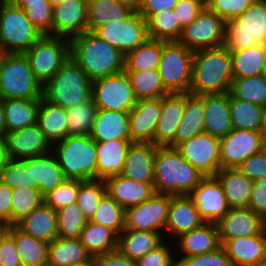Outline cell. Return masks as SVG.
<instances>
[{"instance_id": "6da1fadb", "label": "cell", "mask_w": 266, "mask_h": 266, "mask_svg": "<svg viewBox=\"0 0 266 266\" xmlns=\"http://www.w3.org/2000/svg\"><path fill=\"white\" fill-rule=\"evenodd\" d=\"M154 191L173 196L189 195L206 177L176 149L158 146L154 159Z\"/></svg>"}, {"instance_id": "7a4b0ae2", "label": "cell", "mask_w": 266, "mask_h": 266, "mask_svg": "<svg viewBox=\"0 0 266 266\" xmlns=\"http://www.w3.org/2000/svg\"><path fill=\"white\" fill-rule=\"evenodd\" d=\"M233 79L231 52L225 46L194 51L191 94L229 93Z\"/></svg>"}, {"instance_id": "3957f363", "label": "cell", "mask_w": 266, "mask_h": 266, "mask_svg": "<svg viewBox=\"0 0 266 266\" xmlns=\"http://www.w3.org/2000/svg\"><path fill=\"white\" fill-rule=\"evenodd\" d=\"M70 56L92 81L125 70V55L90 31L70 39Z\"/></svg>"}, {"instance_id": "277c9868", "label": "cell", "mask_w": 266, "mask_h": 266, "mask_svg": "<svg viewBox=\"0 0 266 266\" xmlns=\"http://www.w3.org/2000/svg\"><path fill=\"white\" fill-rule=\"evenodd\" d=\"M92 97V80L71 58L43 85V99L69 109Z\"/></svg>"}, {"instance_id": "5b68a950", "label": "cell", "mask_w": 266, "mask_h": 266, "mask_svg": "<svg viewBox=\"0 0 266 266\" xmlns=\"http://www.w3.org/2000/svg\"><path fill=\"white\" fill-rule=\"evenodd\" d=\"M0 97L41 99L43 85L35 77L23 53H0Z\"/></svg>"}, {"instance_id": "8992f818", "label": "cell", "mask_w": 266, "mask_h": 266, "mask_svg": "<svg viewBox=\"0 0 266 266\" xmlns=\"http://www.w3.org/2000/svg\"><path fill=\"white\" fill-rule=\"evenodd\" d=\"M66 178L96 179L97 148L90 135L67 136L52 144Z\"/></svg>"}, {"instance_id": "52a82bcc", "label": "cell", "mask_w": 266, "mask_h": 266, "mask_svg": "<svg viewBox=\"0 0 266 266\" xmlns=\"http://www.w3.org/2000/svg\"><path fill=\"white\" fill-rule=\"evenodd\" d=\"M0 53H24L44 34L10 0H0Z\"/></svg>"}, {"instance_id": "ba28073f", "label": "cell", "mask_w": 266, "mask_h": 266, "mask_svg": "<svg viewBox=\"0 0 266 266\" xmlns=\"http://www.w3.org/2000/svg\"><path fill=\"white\" fill-rule=\"evenodd\" d=\"M266 45V0H256L238 17L225 21L224 46L238 51Z\"/></svg>"}, {"instance_id": "9c48e42d", "label": "cell", "mask_w": 266, "mask_h": 266, "mask_svg": "<svg viewBox=\"0 0 266 266\" xmlns=\"http://www.w3.org/2000/svg\"><path fill=\"white\" fill-rule=\"evenodd\" d=\"M193 53L178 41L163 44L158 70L169 94L190 93Z\"/></svg>"}, {"instance_id": "30bf717a", "label": "cell", "mask_w": 266, "mask_h": 266, "mask_svg": "<svg viewBox=\"0 0 266 266\" xmlns=\"http://www.w3.org/2000/svg\"><path fill=\"white\" fill-rule=\"evenodd\" d=\"M35 77L44 85L70 57V39L43 35L23 53Z\"/></svg>"}, {"instance_id": "8fae6325", "label": "cell", "mask_w": 266, "mask_h": 266, "mask_svg": "<svg viewBox=\"0 0 266 266\" xmlns=\"http://www.w3.org/2000/svg\"><path fill=\"white\" fill-rule=\"evenodd\" d=\"M92 99L98 110L129 113L137 102L125 70L92 81Z\"/></svg>"}, {"instance_id": "7c38bea8", "label": "cell", "mask_w": 266, "mask_h": 266, "mask_svg": "<svg viewBox=\"0 0 266 266\" xmlns=\"http://www.w3.org/2000/svg\"><path fill=\"white\" fill-rule=\"evenodd\" d=\"M125 56L149 39L147 20L134 12L126 20H112L94 32Z\"/></svg>"}, {"instance_id": "4fadbf2b", "label": "cell", "mask_w": 266, "mask_h": 266, "mask_svg": "<svg viewBox=\"0 0 266 266\" xmlns=\"http://www.w3.org/2000/svg\"><path fill=\"white\" fill-rule=\"evenodd\" d=\"M178 42L192 51L224 46L225 21L206 6L183 28Z\"/></svg>"}, {"instance_id": "5bb4252c", "label": "cell", "mask_w": 266, "mask_h": 266, "mask_svg": "<svg viewBox=\"0 0 266 266\" xmlns=\"http://www.w3.org/2000/svg\"><path fill=\"white\" fill-rule=\"evenodd\" d=\"M172 196L155 193L147 201L127 208L124 229L159 232L164 236Z\"/></svg>"}, {"instance_id": "9a60e30c", "label": "cell", "mask_w": 266, "mask_h": 266, "mask_svg": "<svg viewBox=\"0 0 266 266\" xmlns=\"http://www.w3.org/2000/svg\"><path fill=\"white\" fill-rule=\"evenodd\" d=\"M221 138L201 133L176 146L181 155L205 176H215L221 168Z\"/></svg>"}, {"instance_id": "2e32d148", "label": "cell", "mask_w": 266, "mask_h": 266, "mask_svg": "<svg viewBox=\"0 0 266 266\" xmlns=\"http://www.w3.org/2000/svg\"><path fill=\"white\" fill-rule=\"evenodd\" d=\"M263 132L233 128L221 138V168H238L241 163L262 151Z\"/></svg>"}, {"instance_id": "e0dca14e", "label": "cell", "mask_w": 266, "mask_h": 266, "mask_svg": "<svg viewBox=\"0 0 266 266\" xmlns=\"http://www.w3.org/2000/svg\"><path fill=\"white\" fill-rule=\"evenodd\" d=\"M88 0H65L53 6L52 36L72 39L88 31Z\"/></svg>"}, {"instance_id": "ac0fdd59", "label": "cell", "mask_w": 266, "mask_h": 266, "mask_svg": "<svg viewBox=\"0 0 266 266\" xmlns=\"http://www.w3.org/2000/svg\"><path fill=\"white\" fill-rule=\"evenodd\" d=\"M205 222H217L230 209L221 183L206 176L188 195Z\"/></svg>"}, {"instance_id": "d6986e66", "label": "cell", "mask_w": 266, "mask_h": 266, "mask_svg": "<svg viewBox=\"0 0 266 266\" xmlns=\"http://www.w3.org/2000/svg\"><path fill=\"white\" fill-rule=\"evenodd\" d=\"M2 138L9 159H25L52 151V144L37 123L6 133Z\"/></svg>"}, {"instance_id": "ffe728a7", "label": "cell", "mask_w": 266, "mask_h": 266, "mask_svg": "<svg viewBox=\"0 0 266 266\" xmlns=\"http://www.w3.org/2000/svg\"><path fill=\"white\" fill-rule=\"evenodd\" d=\"M216 225L220 240L260 235L266 230V220L250 208H230Z\"/></svg>"}, {"instance_id": "44dd1931", "label": "cell", "mask_w": 266, "mask_h": 266, "mask_svg": "<svg viewBox=\"0 0 266 266\" xmlns=\"http://www.w3.org/2000/svg\"><path fill=\"white\" fill-rule=\"evenodd\" d=\"M161 115V98L138 99L129 112V133L132 142L154 143V135Z\"/></svg>"}, {"instance_id": "7402d4cb", "label": "cell", "mask_w": 266, "mask_h": 266, "mask_svg": "<svg viewBox=\"0 0 266 266\" xmlns=\"http://www.w3.org/2000/svg\"><path fill=\"white\" fill-rule=\"evenodd\" d=\"M220 242L233 266H261L266 261V230L260 235Z\"/></svg>"}, {"instance_id": "603a6c76", "label": "cell", "mask_w": 266, "mask_h": 266, "mask_svg": "<svg viewBox=\"0 0 266 266\" xmlns=\"http://www.w3.org/2000/svg\"><path fill=\"white\" fill-rule=\"evenodd\" d=\"M205 223L193 200L188 195L172 196L164 238H176L180 234L191 231ZM167 233V234H166Z\"/></svg>"}, {"instance_id": "cb8c5ba5", "label": "cell", "mask_w": 266, "mask_h": 266, "mask_svg": "<svg viewBox=\"0 0 266 266\" xmlns=\"http://www.w3.org/2000/svg\"><path fill=\"white\" fill-rule=\"evenodd\" d=\"M174 246L179 250L177 257H190L212 252L221 247L219 233L215 222H205L202 226L180 234L174 239Z\"/></svg>"}, {"instance_id": "d4e9b609", "label": "cell", "mask_w": 266, "mask_h": 266, "mask_svg": "<svg viewBox=\"0 0 266 266\" xmlns=\"http://www.w3.org/2000/svg\"><path fill=\"white\" fill-rule=\"evenodd\" d=\"M158 145L150 142L130 144L121 175L143 183H154V159Z\"/></svg>"}, {"instance_id": "484cf974", "label": "cell", "mask_w": 266, "mask_h": 266, "mask_svg": "<svg viewBox=\"0 0 266 266\" xmlns=\"http://www.w3.org/2000/svg\"><path fill=\"white\" fill-rule=\"evenodd\" d=\"M107 193L125 210L139 205L154 194L153 183L138 182L121 174L105 180Z\"/></svg>"}, {"instance_id": "4316f807", "label": "cell", "mask_w": 266, "mask_h": 266, "mask_svg": "<svg viewBox=\"0 0 266 266\" xmlns=\"http://www.w3.org/2000/svg\"><path fill=\"white\" fill-rule=\"evenodd\" d=\"M184 109L185 94H168L161 98V115L154 135V144L167 146L174 139Z\"/></svg>"}, {"instance_id": "83f0119b", "label": "cell", "mask_w": 266, "mask_h": 266, "mask_svg": "<svg viewBox=\"0 0 266 266\" xmlns=\"http://www.w3.org/2000/svg\"><path fill=\"white\" fill-rule=\"evenodd\" d=\"M205 125L204 132L215 137L227 136L233 127L229 93L204 94Z\"/></svg>"}, {"instance_id": "f1b7e54d", "label": "cell", "mask_w": 266, "mask_h": 266, "mask_svg": "<svg viewBox=\"0 0 266 266\" xmlns=\"http://www.w3.org/2000/svg\"><path fill=\"white\" fill-rule=\"evenodd\" d=\"M131 140L96 142V179L106 180L122 173Z\"/></svg>"}, {"instance_id": "f546056e", "label": "cell", "mask_w": 266, "mask_h": 266, "mask_svg": "<svg viewBox=\"0 0 266 266\" xmlns=\"http://www.w3.org/2000/svg\"><path fill=\"white\" fill-rule=\"evenodd\" d=\"M15 225L24 233L47 243L58 238L57 211L44 202Z\"/></svg>"}, {"instance_id": "4dcf8cb0", "label": "cell", "mask_w": 266, "mask_h": 266, "mask_svg": "<svg viewBox=\"0 0 266 266\" xmlns=\"http://www.w3.org/2000/svg\"><path fill=\"white\" fill-rule=\"evenodd\" d=\"M204 95L185 94V109L174 139L167 145L176 147L180 143L204 132Z\"/></svg>"}, {"instance_id": "1f68e13d", "label": "cell", "mask_w": 266, "mask_h": 266, "mask_svg": "<svg viewBox=\"0 0 266 266\" xmlns=\"http://www.w3.org/2000/svg\"><path fill=\"white\" fill-rule=\"evenodd\" d=\"M31 183H35L44 197L60 185L65 179L55 154L51 151L30 157Z\"/></svg>"}, {"instance_id": "d6a6232c", "label": "cell", "mask_w": 266, "mask_h": 266, "mask_svg": "<svg viewBox=\"0 0 266 266\" xmlns=\"http://www.w3.org/2000/svg\"><path fill=\"white\" fill-rule=\"evenodd\" d=\"M215 177L221 183L230 208H248L253 181L239 168H220Z\"/></svg>"}, {"instance_id": "836d02e7", "label": "cell", "mask_w": 266, "mask_h": 266, "mask_svg": "<svg viewBox=\"0 0 266 266\" xmlns=\"http://www.w3.org/2000/svg\"><path fill=\"white\" fill-rule=\"evenodd\" d=\"M90 137L95 142L131 140L129 133V113L98 110Z\"/></svg>"}, {"instance_id": "e575fe53", "label": "cell", "mask_w": 266, "mask_h": 266, "mask_svg": "<svg viewBox=\"0 0 266 266\" xmlns=\"http://www.w3.org/2000/svg\"><path fill=\"white\" fill-rule=\"evenodd\" d=\"M165 241L159 232L124 229L118 236L117 250L131 260H138Z\"/></svg>"}, {"instance_id": "d590c367", "label": "cell", "mask_w": 266, "mask_h": 266, "mask_svg": "<svg viewBox=\"0 0 266 266\" xmlns=\"http://www.w3.org/2000/svg\"><path fill=\"white\" fill-rule=\"evenodd\" d=\"M7 232L15 241L22 266L48 265L49 243L24 233L16 225H9Z\"/></svg>"}, {"instance_id": "8d00e7d4", "label": "cell", "mask_w": 266, "mask_h": 266, "mask_svg": "<svg viewBox=\"0 0 266 266\" xmlns=\"http://www.w3.org/2000/svg\"><path fill=\"white\" fill-rule=\"evenodd\" d=\"M66 109L41 98L37 124L51 144L67 137Z\"/></svg>"}, {"instance_id": "74e56055", "label": "cell", "mask_w": 266, "mask_h": 266, "mask_svg": "<svg viewBox=\"0 0 266 266\" xmlns=\"http://www.w3.org/2000/svg\"><path fill=\"white\" fill-rule=\"evenodd\" d=\"M41 99H3L6 133L37 123Z\"/></svg>"}, {"instance_id": "f35d334b", "label": "cell", "mask_w": 266, "mask_h": 266, "mask_svg": "<svg viewBox=\"0 0 266 266\" xmlns=\"http://www.w3.org/2000/svg\"><path fill=\"white\" fill-rule=\"evenodd\" d=\"M79 239L91 256L111 253L118 248V235L106 226L91 221L86 223Z\"/></svg>"}, {"instance_id": "ab89813d", "label": "cell", "mask_w": 266, "mask_h": 266, "mask_svg": "<svg viewBox=\"0 0 266 266\" xmlns=\"http://www.w3.org/2000/svg\"><path fill=\"white\" fill-rule=\"evenodd\" d=\"M91 257L79 238L58 237L49 243L47 266H69Z\"/></svg>"}, {"instance_id": "60d3db41", "label": "cell", "mask_w": 266, "mask_h": 266, "mask_svg": "<svg viewBox=\"0 0 266 266\" xmlns=\"http://www.w3.org/2000/svg\"><path fill=\"white\" fill-rule=\"evenodd\" d=\"M133 13L116 0H88V31L94 32L112 20H126Z\"/></svg>"}, {"instance_id": "b9f144b4", "label": "cell", "mask_w": 266, "mask_h": 266, "mask_svg": "<svg viewBox=\"0 0 266 266\" xmlns=\"http://www.w3.org/2000/svg\"><path fill=\"white\" fill-rule=\"evenodd\" d=\"M230 52L234 79L261 75L266 59V45Z\"/></svg>"}, {"instance_id": "7bdbcfd3", "label": "cell", "mask_w": 266, "mask_h": 266, "mask_svg": "<svg viewBox=\"0 0 266 266\" xmlns=\"http://www.w3.org/2000/svg\"><path fill=\"white\" fill-rule=\"evenodd\" d=\"M166 41L148 39L125 56V72H142L158 69L162 46Z\"/></svg>"}, {"instance_id": "ee69618b", "label": "cell", "mask_w": 266, "mask_h": 266, "mask_svg": "<svg viewBox=\"0 0 266 266\" xmlns=\"http://www.w3.org/2000/svg\"><path fill=\"white\" fill-rule=\"evenodd\" d=\"M229 103L234 128L263 132L264 107L235 98L230 93Z\"/></svg>"}, {"instance_id": "f6af8a7d", "label": "cell", "mask_w": 266, "mask_h": 266, "mask_svg": "<svg viewBox=\"0 0 266 266\" xmlns=\"http://www.w3.org/2000/svg\"><path fill=\"white\" fill-rule=\"evenodd\" d=\"M147 28L150 39L166 42L178 41L183 31L174 9L152 14L147 19Z\"/></svg>"}, {"instance_id": "bcb514c9", "label": "cell", "mask_w": 266, "mask_h": 266, "mask_svg": "<svg viewBox=\"0 0 266 266\" xmlns=\"http://www.w3.org/2000/svg\"><path fill=\"white\" fill-rule=\"evenodd\" d=\"M126 73L137 100L162 98L169 94L163 86V81L158 69Z\"/></svg>"}, {"instance_id": "7dc6e473", "label": "cell", "mask_w": 266, "mask_h": 266, "mask_svg": "<svg viewBox=\"0 0 266 266\" xmlns=\"http://www.w3.org/2000/svg\"><path fill=\"white\" fill-rule=\"evenodd\" d=\"M98 108L92 97L75 107L66 109L67 136L90 135Z\"/></svg>"}, {"instance_id": "c3c4849f", "label": "cell", "mask_w": 266, "mask_h": 266, "mask_svg": "<svg viewBox=\"0 0 266 266\" xmlns=\"http://www.w3.org/2000/svg\"><path fill=\"white\" fill-rule=\"evenodd\" d=\"M229 93L235 98L266 106V80L261 75L233 79Z\"/></svg>"}, {"instance_id": "681fc988", "label": "cell", "mask_w": 266, "mask_h": 266, "mask_svg": "<svg viewBox=\"0 0 266 266\" xmlns=\"http://www.w3.org/2000/svg\"><path fill=\"white\" fill-rule=\"evenodd\" d=\"M124 220L125 209L106 193L90 221L106 226L119 236L124 230Z\"/></svg>"}, {"instance_id": "f907efd6", "label": "cell", "mask_w": 266, "mask_h": 266, "mask_svg": "<svg viewBox=\"0 0 266 266\" xmlns=\"http://www.w3.org/2000/svg\"><path fill=\"white\" fill-rule=\"evenodd\" d=\"M11 199V225H15L23 217L29 215L43 202V196L39 189L14 188Z\"/></svg>"}, {"instance_id": "816d5d0a", "label": "cell", "mask_w": 266, "mask_h": 266, "mask_svg": "<svg viewBox=\"0 0 266 266\" xmlns=\"http://www.w3.org/2000/svg\"><path fill=\"white\" fill-rule=\"evenodd\" d=\"M107 193L105 180H83L79 186L76 203L90 221L101 201Z\"/></svg>"}, {"instance_id": "f5cc1de1", "label": "cell", "mask_w": 266, "mask_h": 266, "mask_svg": "<svg viewBox=\"0 0 266 266\" xmlns=\"http://www.w3.org/2000/svg\"><path fill=\"white\" fill-rule=\"evenodd\" d=\"M87 222L76 202L57 210L58 237L79 238Z\"/></svg>"}, {"instance_id": "db71d44e", "label": "cell", "mask_w": 266, "mask_h": 266, "mask_svg": "<svg viewBox=\"0 0 266 266\" xmlns=\"http://www.w3.org/2000/svg\"><path fill=\"white\" fill-rule=\"evenodd\" d=\"M0 183L10 188L38 189L35 183H31L30 157L25 159H10L5 169L0 173Z\"/></svg>"}, {"instance_id": "11a10c76", "label": "cell", "mask_w": 266, "mask_h": 266, "mask_svg": "<svg viewBox=\"0 0 266 266\" xmlns=\"http://www.w3.org/2000/svg\"><path fill=\"white\" fill-rule=\"evenodd\" d=\"M82 181L81 179L66 178L53 191L43 197L44 203L57 211L76 202Z\"/></svg>"}, {"instance_id": "9f6ffc18", "label": "cell", "mask_w": 266, "mask_h": 266, "mask_svg": "<svg viewBox=\"0 0 266 266\" xmlns=\"http://www.w3.org/2000/svg\"><path fill=\"white\" fill-rule=\"evenodd\" d=\"M16 6L23 9L27 18L38 30L44 35L52 36L53 6L48 0Z\"/></svg>"}, {"instance_id": "6f0895ef", "label": "cell", "mask_w": 266, "mask_h": 266, "mask_svg": "<svg viewBox=\"0 0 266 266\" xmlns=\"http://www.w3.org/2000/svg\"><path fill=\"white\" fill-rule=\"evenodd\" d=\"M176 266H233V264L221 246L215 251L201 255L176 257Z\"/></svg>"}, {"instance_id": "680465c9", "label": "cell", "mask_w": 266, "mask_h": 266, "mask_svg": "<svg viewBox=\"0 0 266 266\" xmlns=\"http://www.w3.org/2000/svg\"><path fill=\"white\" fill-rule=\"evenodd\" d=\"M158 246L156 249L145 254L136 260L137 266H176V255L173 252L175 250L174 243L167 240Z\"/></svg>"}, {"instance_id": "91938a15", "label": "cell", "mask_w": 266, "mask_h": 266, "mask_svg": "<svg viewBox=\"0 0 266 266\" xmlns=\"http://www.w3.org/2000/svg\"><path fill=\"white\" fill-rule=\"evenodd\" d=\"M256 0H210L206 6L224 21L241 15Z\"/></svg>"}, {"instance_id": "94428289", "label": "cell", "mask_w": 266, "mask_h": 266, "mask_svg": "<svg viewBox=\"0 0 266 266\" xmlns=\"http://www.w3.org/2000/svg\"><path fill=\"white\" fill-rule=\"evenodd\" d=\"M206 7L202 0H179L174 8L182 28L190 24Z\"/></svg>"}, {"instance_id": "6125c7cd", "label": "cell", "mask_w": 266, "mask_h": 266, "mask_svg": "<svg viewBox=\"0 0 266 266\" xmlns=\"http://www.w3.org/2000/svg\"><path fill=\"white\" fill-rule=\"evenodd\" d=\"M252 181L266 178V153L261 152L252 155L238 167Z\"/></svg>"}, {"instance_id": "be15d7a7", "label": "cell", "mask_w": 266, "mask_h": 266, "mask_svg": "<svg viewBox=\"0 0 266 266\" xmlns=\"http://www.w3.org/2000/svg\"><path fill=\"white\" fill-rule=\"evenodd\" d=\"M0 266H22L15 241L8 232L0 240Z\"/></svg>"}, {"instance_id": "e7e4bbea", "label": "cell", "mask_w": 266, "mask_h": 266, "mask_svg": "<svg viewBox=\"0 0 266 266\" xmlns=\"http://www.w3.org/2000/svg\"><path fill=\"white\" fill-rule=\"evenodd\" d=\"M248 208L266 220V178L253 181Z\"/></svg>"}, {"instance_id": "03108f58", "label": "cell", "mask_w": 266, "mask_h": 266, "mask_svg": "<svg viewBox=\"0 0 266 266\" xmlns=\"http://www.w3.org/2000/svg\"><path fill=\"white\" fill-rule=\"evenodd\" d=\"M94 266H137V263L116 250L94 256Z\"/></svg>"}, {"instance_id": "003e7915", "label": "cell", "mask_w": 266, "mask_h": 266, "mask_svg": "<svg viewBox=\"0 0 266 266\" xmlns=\"http://www.w3.org/2000/svg\"><path fill=\"white\" fill-rule=\"evenodd\" d=\"M179 0H142L139 13L147 20L161 10L174 9Z\"/></svg>"}, {"instance_id": "a7ac6f4b", "label": "cell", "mask_w": 266, "mask_h": 266, "mask_svg": "<svg viewBox=\"0 0 266 266\" xmlns=\"http://www.w3.org/2000/svg\"><path fill=\"white\" fill-rule=\"evenodd\" d=\"M13 191L6 184L0 183V222L11 225V199Z\"/></svg>"}, {"instance_id": "89a4df30", "label": "cell", "mask_w": 266, "mask_h": 266, "mask_svg": "<svg viewBox=\"0 0 266 266\" xmlns=\"http://www.w3.org/2000/svg\"><path fill=\"white\" fill-rule=\"evenodd\" d=\"M8 152L5 147L3 138H0V173L5 169L7 163L9 162Z\"/></svg>"}, {"instance_id": "2644e50d", "label": "cell", "mask_w": 266, "mask_h": 266, "mask_svg": "<svg viewBox=\"0 0 266 266\" xmlns=\"http://www.w3.org/2000/svg\"><path fill=\"white\" fill-rule=\"evenodd\" d=\"M119 4L124 5L134 12H139L142 0H116Z\"/></svg>"}, {"instance_id": "8c879c8a", "label": "cell", "mask_w": 266, "mask_h": 266, "mask_svg": "<svg viewBox=\"0 0 266 266\" xmlns=\"http://www.w3.org/2000/svg\"><path fill=\"white\" fill-rule=\"evenodd\" d=\"M6 134V122L3 99L0 97V138Z\"/></svg>"}, {"instance_id": "753ad0ef", "label": "cell", "mask_w": 266, "mask_h": 266, "mask_svg": "<svg viewBox=\"0 0 266 266\" xmlns=\"http://www.w3.org/2000/svg\"><path fill=\"white\" fill-rule=\"evenodd\" d=\"M15 5H28L29 3L43 2V0H10Z\"/></svg>"}, {"instance_id": "34e18365", "label": "cell", "mask_w": 266, "mask_h": 266, "mask_svg": "<svg viewBox=\"0 0 266 266\" xmlns=\"http://www.w3.org/2000/svg\"><path fill=\"white\" fill-rule=\"evenodd\" d=\"M69 266H94V256H92L90 259L79 262V263H74Z\"/></svg>"}, {"instance_id": "11e5206c", "label": "cell", "mask_w": 266, "mask_h": 266, "mask_svg": "<svg viewBox=\"0 0 266 266\" xmlns=\"http://www.w3.org/2000/svg\"><path fill=\"white\" fill-rule=\"evenodd\" d=\"M9 225L0 222V240L3 235L8 231Z\"/></svg>"}, {"instance_id": "2a66077c", "label": "cell", "mask_w": 266, "mask_h": 266, "mask_svg": "<svg viewBox=\"0 0 266 266\" xmlns=\"http://www.w3.org/2000/svg\"><path fill=\"white\" fill-rule=\"evenodd\" d=\"M263 132H266V106L263 111Z\"/></svg>"}, {"instance_id": "b9fcfbb0", "label": "cell", "mask_w": 266, "mask_h": 266, "mask_svg": "<svg viewBox=\"0 0 266 266\" xmlns=\"http://www.w3.org/2000/svg\"><path fill=\"white\" fill-rule=\"evenodd\" d=\"M262 150L266 153V132H263Z\"/></svg>"}, {"instance_id": "09005b40", "label": "cell", "mask_w": 266, "mask_h": 266, "mask_svg": "<svg viewBox=\"0 0 266 266\" xmlns=\"http://www.w3.org/2000/svg\"><path fill=\"white\" fill-rule=\"evenodd\" d=\"M261 76L266 80V59L262 68Z\"/></svg>"}, {"instance_id": "979ff035", "label": "cell", "mask_w": 266, "mask_h": 266, "mask_svg": "<svg viewBox=\"0 0 266 266\" xmlns=\"http://www.w3.org/2000/svg\"><path fill=\"white\" fill-rule=\"evenodd\" d=\"M48 1H49V3H50L52 6H55V5L59 4V3H62V2L65 1V0H48Z\"/></svg>"}, {"instance_id": "deb4b68c", "label": "cell", "mask_w": 266, "mask_h": 266, "mask_svg": "<svg viewBox=\"0 0 266 266\" xmlns=\"http://www.w3.org/2000/svg\"><path fill=\"white\" fill-rule=\"evenodd\" d=\"M205 4H207L210 0H202Z\"/></svg>"}, {"instance_id": "67dfc351", "label": "cell", "mask_w": 266, "mask_h": 266, "mask_svg": "<svg viewBox=\"0 0 266 266\" xmlns=\"http://www.w3.org/2000/svg\"><path fill=\"white\" fill-rule=\"evenodd\" d=\"M261 266H266V261H265V262H263Z\"/></svg>"}]
</instances>
